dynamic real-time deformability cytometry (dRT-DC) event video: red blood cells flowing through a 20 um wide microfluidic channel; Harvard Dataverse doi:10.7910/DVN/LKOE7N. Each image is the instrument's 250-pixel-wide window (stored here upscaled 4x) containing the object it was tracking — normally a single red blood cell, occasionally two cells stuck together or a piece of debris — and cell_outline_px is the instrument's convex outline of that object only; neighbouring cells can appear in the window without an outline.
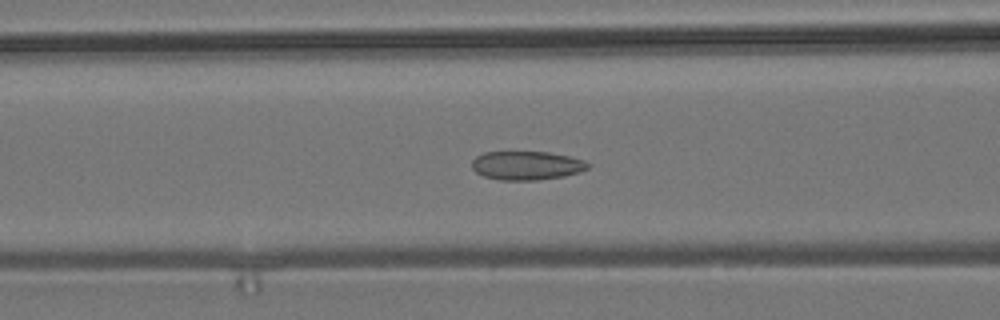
{"species": "common noctule bat (a hibernating species)", "species_latin": "Nyctalus noctula", "temperature_condition": "room temperature", "stored_images_in_passage": 41, "camera_frame_rate_fps": 3000, "um_per_image_px": 0.085, "animal": {"sex": "male", "body_mass_g": 19.2, "forearm_length_mm": 51.8}, "frame": {"image": 1, "passage_image": 22, "time_ms": 7.0, "image_size_px": [1000, 320], "cell_outline_px": [[592, 164], [588, 168], [580, 172], [564, 176], [540, 180], [500, 180], [484, 176], [476, 172], [472, 168], [472, 160], [476, 156], [484, 152], [548, 152], [568, 156], [584, 160]], "centroid_in_image_um": [44.78, 14.07], "position_along_channel_um": 121.8, "area_um2": 19.54}}
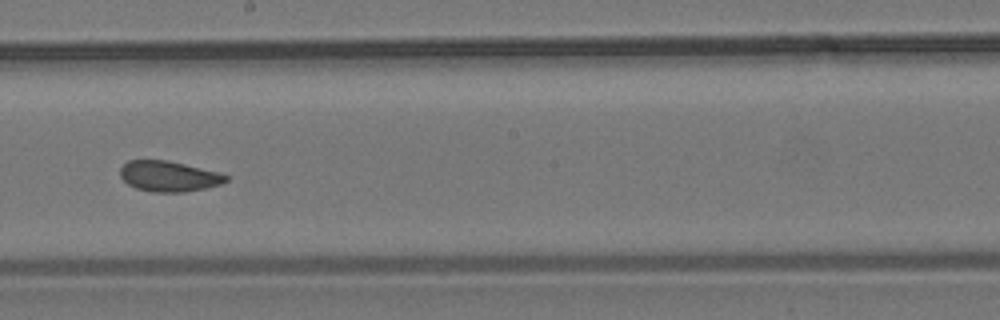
{"frame": {"image": 2, "passage_image": 31, "time_ms": 10.0, "image_size_px": [1000, 320], "cell_outline_px": [[228, 180], [220, 184], [204, 188], [184, 192], [152, 192], [136, 188], [128, 184], [120, 176], [120, 168], [128, 160], [168, 160], [216, 172], [228, 176]], "centroid_in_image_um": [14.3, 14.98], "position_along_channel_um": 233.9, "area_um2": 18.61}}
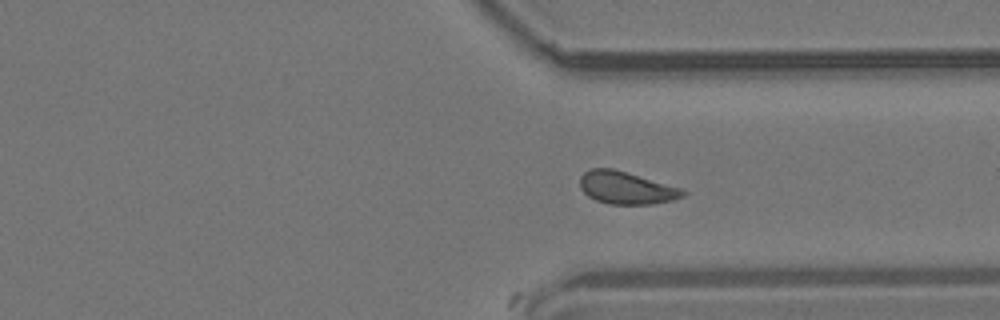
{"frame": {"image": 3, "passage_image": 41, "time_ms": 13.333, "image_size_px": [1000, 320], "cell_outline_px": [[688, 192], [684, 196], [672, 200], [652, 204], [608, 204], [596, 200], [588, 196], [580, 188], [580, 176], [584, 172], [592, 168], [612, 168], [684, 188]], "centroid_in_image_um": [53.26, 15.96], "position_along_channel_um": 358.1, "area_um2": 19.65}}